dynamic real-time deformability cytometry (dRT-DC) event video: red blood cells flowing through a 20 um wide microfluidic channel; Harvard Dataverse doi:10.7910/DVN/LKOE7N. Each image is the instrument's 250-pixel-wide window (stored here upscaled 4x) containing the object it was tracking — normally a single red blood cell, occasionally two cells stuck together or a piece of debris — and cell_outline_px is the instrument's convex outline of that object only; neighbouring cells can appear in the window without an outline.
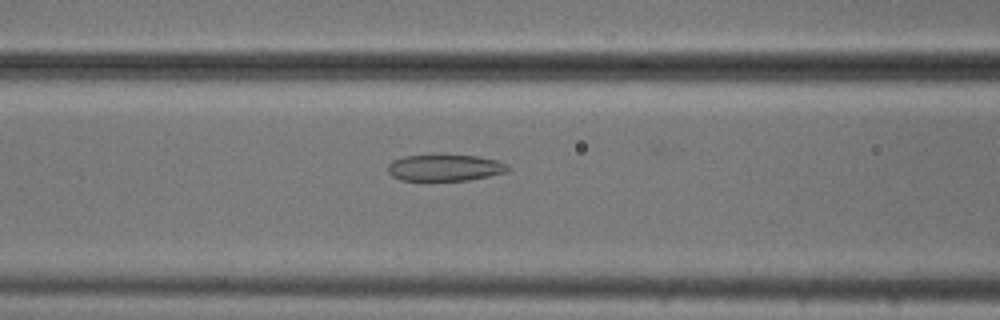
{"species": "common noctule bat (a hibernating species)", "species_latin": "Nyctalus noctula", "temperature_condition": "cold", "stored_images_in_passage": 35, "camera_frame_rate_fps": 3000, "um_per_image_px": 0.085, "animal": {"sex": "male", "body_mass_g": 20.5, "forearm_length_mm": 52.5}, "frame": {"image": 1, "passage_image": 6, "time_ms": 1.667, "image_size_px": [1000, 320], "cell_outline_px": [[512, 168], [508, 172], [468, 180], [400, 180], [392, 176], [388, 172], [388, 164], [392, 160], [404, 156], [436, 152], [476, 156], [496, 160], [508, 164]], "centroid_in_image_um": [37.81, 14.21], "position_along_channel_um": 128.8, "area_um2": 19.36}}
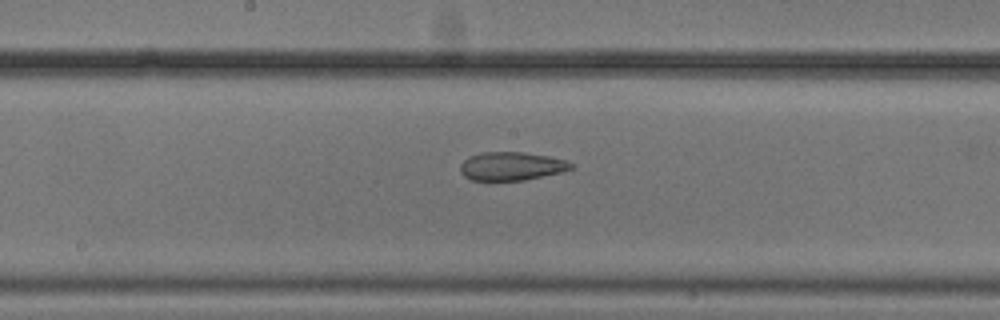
{"frame": {"image": 2, "passage_image": 12, "time_ms": 3.667, "image_size_px": [1000, 320], "cell_outline_px": [[576, 168], [560, 172], [524, 180], [472, 180], [464, 176], [460, 172], [460, 164], [468, 156], [480, 152], [524, 152], [548, 156], [568, 160], [576, 164]], "centroid_in_image_um": [43.5, 14.11], "position_along_channel_um": 204.7, "area_um2": 18.55}}
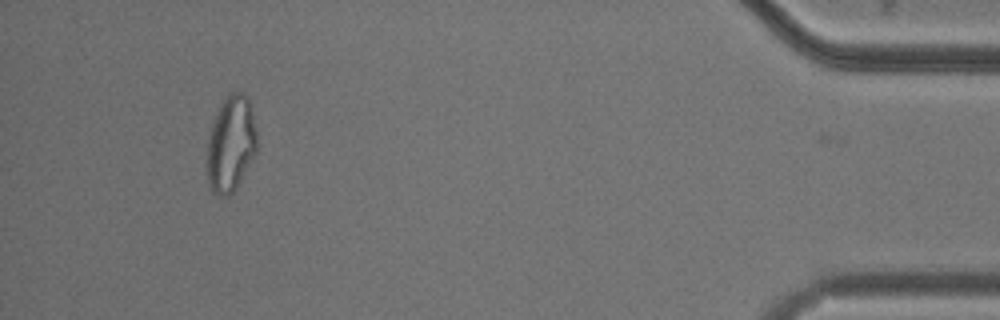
{"frame": {"image": 3, "passage_image": 34, "time_ms": 11.0, "image_size_px": [1000, 320], "cell_outline_px": [[256, 152], [236, 188], [228, 196], [220, 196], [212, 192], [208, 184], [208, 140], [212, 124], [228, 92], [236, 88], [244, 92], [248, 96], [256, 128]], "centroid_in_image_um": [19.64, 12.19], "position_along_channel_um": 415.6, "area_um2": 27.74}, "authors_computed_cell_mechanics": {"area_um2": 19.1896, "velocity_mm_per_s": 3.7783, "shape_relaxation_time_tau1_ms": null, "shape_relaxation_time_tau2_ms": 7.5186, "deformation_change_tau1": null, "deformation_change_tau2": 0.1176}}